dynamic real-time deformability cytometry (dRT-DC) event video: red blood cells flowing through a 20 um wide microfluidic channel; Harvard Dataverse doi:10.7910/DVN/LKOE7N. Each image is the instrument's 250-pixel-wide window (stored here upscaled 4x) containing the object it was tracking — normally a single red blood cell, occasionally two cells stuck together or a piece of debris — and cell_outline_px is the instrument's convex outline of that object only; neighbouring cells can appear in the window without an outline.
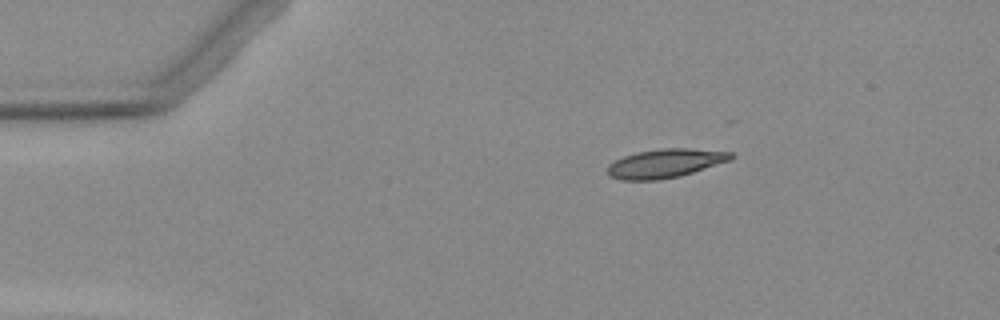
{"species": "Egyptian fruit bat (a non-hibernating species)", "species_latin": "Rousettus aegyptiacus", "temperature_condition": "warm", "stored_images_in_passage": 8, "camera_frame_rate_fps": 3000, "um_per_image_px": 0.085, "animal": {"sex": "female"}, "frame": {"image": 1, "passage_image": 3, "time_ms": 2.333, "image_size_px": [1000, 320], "cell_outline_px": [[736, 156], [732, 160], [680, 176], [656, 180], [620, 180], [608, 176], [608, 164], [624, 156], [636, 152], [660, 148], [688, 148], [732, 152]], "centroid_in_image_um": [56.56, 13.88], "position_along_channel_um": 28.4, "area_um2": 20.87}}
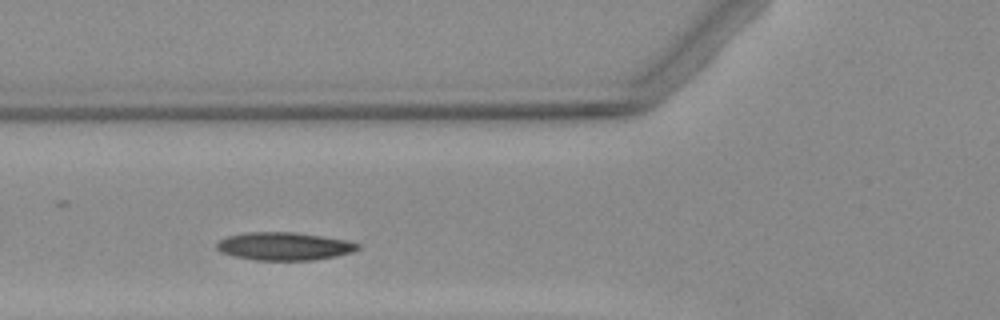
{"frame": {"image": 2, "passage_image": 7, "time_ms": 7.0, "image_size_px": [1000, 320], "cell_outline_px": [[360, 248], [352, 252], [336, 256], [316, 260], [252, 260], [220, 252], [216, 248], [216, 244], [220, 240], [228, 236], [248, 232], [292, 232], [324, 236], [344, 240], [360, 244]], "centroid_in_image_um": [24.16, 20.93], "position_along_channel_um": 101.6, "area_um2": 22.95}}
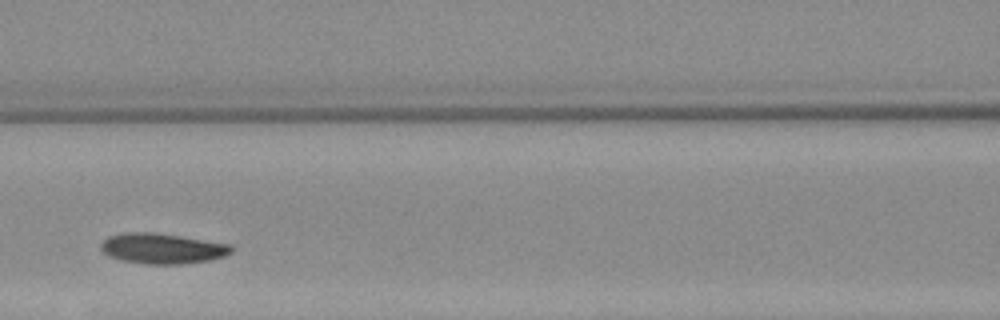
{"frame": {"image": 3, "passage_image": 8, "time_ms": 8.333, "image_size_px": [1000, 320], "cell_outline_px": [[236, 248], [232, 252], [224, 256], [208, 260], [184, 264], [144, 264], [120, 260], [108, 256], [100, 248], [100, 244], [108, 236], [124, 232], [152, 232], [232, 244]], "centroid_in_image_um": [13.79, 21.12], "position_along_channel_um": 152.8, "area_um2": 23.29}}